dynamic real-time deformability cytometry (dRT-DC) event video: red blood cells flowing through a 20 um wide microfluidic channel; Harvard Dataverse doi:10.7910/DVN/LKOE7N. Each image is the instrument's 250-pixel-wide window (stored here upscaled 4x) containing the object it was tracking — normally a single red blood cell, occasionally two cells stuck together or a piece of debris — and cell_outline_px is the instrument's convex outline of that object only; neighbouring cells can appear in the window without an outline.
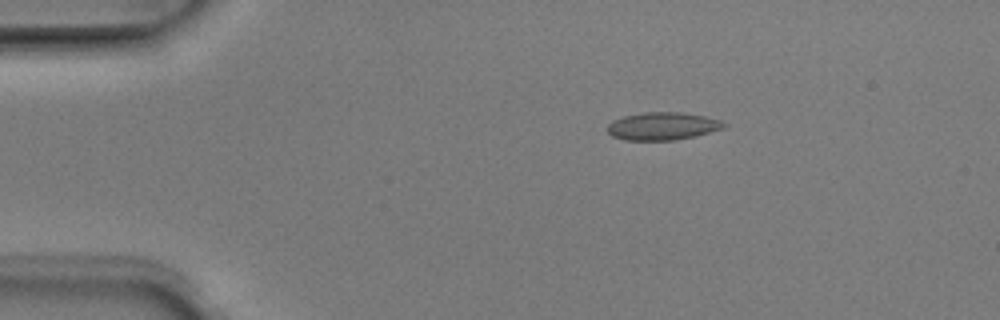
{"species": "Egyptian fruit bat (a non-hibernating species)", "species_latin": "Rousettus aegyptiacus", "temperature_condition": "room temperature", "stored_images_in_passage": 8, "camera_frame_rate_fps": 3000, "um_per_image_px": 0.085, "animal": {"sex": "male"}, "frame": {"image": 1, "passage_image": 3, "time_ms": 0.667, "image_size_px": [1000, 320], "cell_outline_px": [[728, 124], [724, 128], [696, 136], [672, 140], [624, 140], [612, 136], [608, 132], [608, 124], [612, 120], [624, 116], [644, 112], [680, 112], [704, 116], [720, 120]], "centroid_in_image_um": [56.32, 10.72], "position_along_channel_um": 28.7, "area_um2": 18.84}}
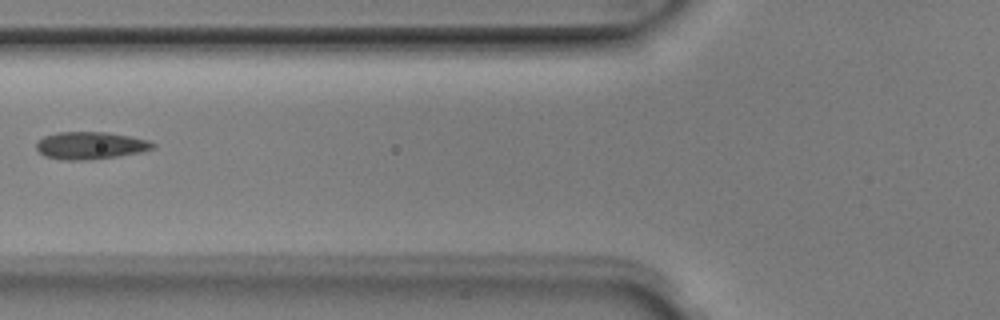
{"frame": {"image": 2, "passage_image": 6, "time_ms": 1.667, "image_size_px": [1000, 320], "cell_outline_px": [[156, 144], [152, 148], [140, 152], [116, 156], [84, 160], [60, 160], [44, 156], [36, 148], [36, 144], [44, 136], [56, 132], [108, 132], [148, 140]], "centroid_in_image_um": [7.64, 12.36], "position_along_channel_um": 118.2, "area_um2": 18.44}}
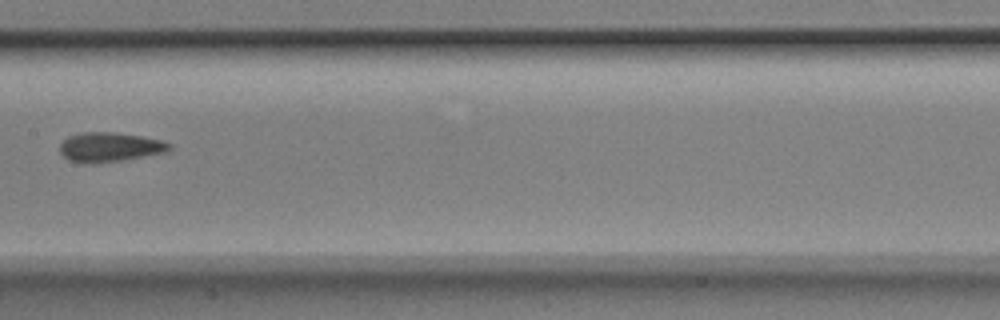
{"frame": {"image": 3, "passage_image": 8, "time_ms": 2.333, "image_size_px": [1000, 320], "cell_outline_px": [[172, 148], [168, 152], [124, 160], [96, 164], [88, 164], [68, 160], [60, 152], [60, 144], [68, 136], [84, 132], [112, 132], [140, 136], [160, 140], [172, 144]], "centroid_in_image_um": [9.34, 12.52], "position_along_channel_um": 198.1, "area_um2": 18.96}}